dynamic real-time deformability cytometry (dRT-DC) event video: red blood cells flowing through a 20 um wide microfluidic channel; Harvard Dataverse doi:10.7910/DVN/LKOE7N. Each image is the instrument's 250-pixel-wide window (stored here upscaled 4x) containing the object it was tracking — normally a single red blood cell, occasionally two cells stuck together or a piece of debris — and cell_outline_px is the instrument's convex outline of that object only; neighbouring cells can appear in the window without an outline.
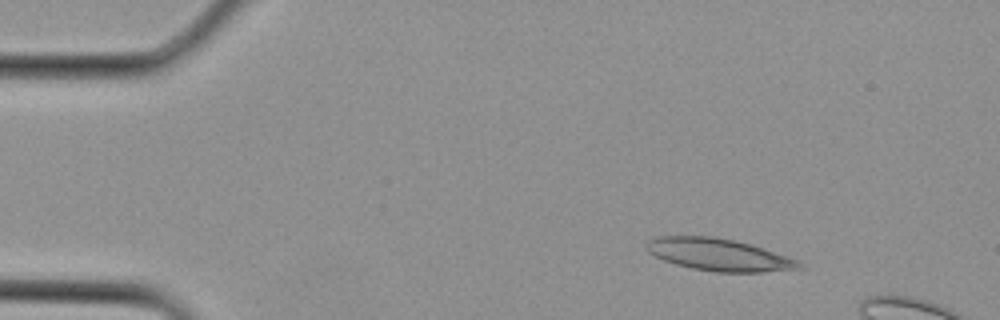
{"species": "Egyptian fruit bat (a non-hibernating species)", "species_latin": "Rousettus aegyptiacus", "temperature_condition": "cold", "stored_images_in_passage": 5, "camera_frame_rate_fps": 3000, "um_per_image_px": 0.085, "animal": {"sex": "female"}, "frame": {"image": 1, "passage_image": 1, "time_ms": 0.0, "image_size_px": [1000, 320], "cell_outline_px": [[804, 268], [764, 272], [716, 272], [692, 268], [676, 264], [664, 260], [648, 252], [648, 240], [652, 236], [712, 236], [736, 240], [752, 244], [764, 248], [796, 260], [804, 264]], "centroid_in_image_um": [61.12, 21.64], "position_along_channel_um": 23.9, "area_um2": 28.61}}